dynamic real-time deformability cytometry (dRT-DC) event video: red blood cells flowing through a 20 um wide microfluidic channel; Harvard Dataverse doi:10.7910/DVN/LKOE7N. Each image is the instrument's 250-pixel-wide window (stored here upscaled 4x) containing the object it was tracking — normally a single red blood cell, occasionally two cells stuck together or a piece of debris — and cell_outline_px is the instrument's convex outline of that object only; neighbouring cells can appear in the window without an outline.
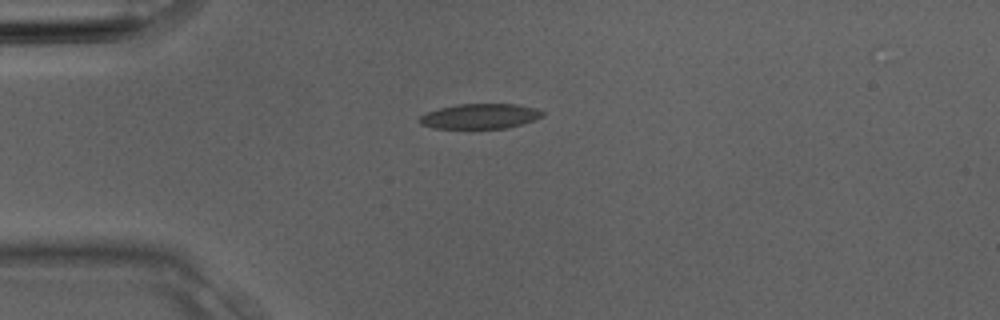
{"species": "Egyptian fruit bat (a non-hibernating species)", "species_latin": "Rousettus aegyptiacus", "temperature_condition": "room temperature", "stored_images_in_passage": 3, "camera_frame_rate_fps": 3000, "um_per_image_px": 0.085, "animal": {"sex": "male"}, "frame": {"image": 1, "passage_image": 3, "time_ms": 0.667, "image_size_px": [1000, 320], "cell_outline_px": [[544, 116], [524, 124], [508, 128], [432, 128], [420, 124], [420, 116], [428, 112], [440, 108], [456, 104], [516, 104], [536, 108], [544, 112]], "centroid_in_image_um": [40.84, 9.88], "position_along_channel_um": 44.2, "area_um2": 17.98}}